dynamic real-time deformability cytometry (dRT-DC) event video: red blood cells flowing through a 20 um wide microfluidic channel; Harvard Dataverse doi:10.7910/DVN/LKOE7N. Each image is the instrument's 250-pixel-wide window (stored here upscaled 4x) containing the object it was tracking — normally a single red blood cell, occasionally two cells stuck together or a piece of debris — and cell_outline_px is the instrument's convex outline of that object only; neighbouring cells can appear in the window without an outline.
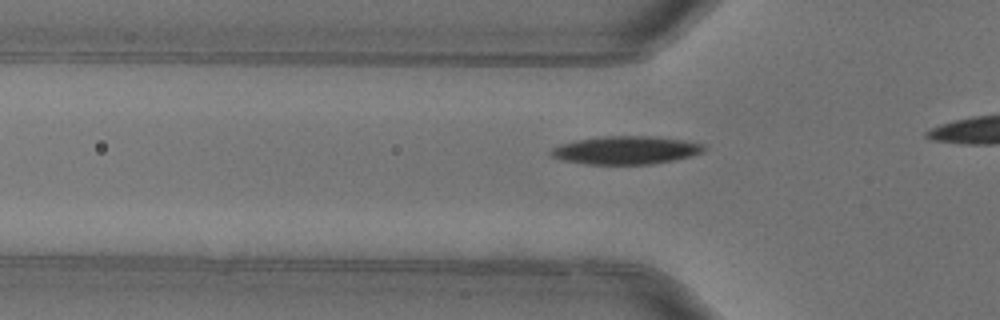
{"species": "common noctule bat (a hibernating species)", "species_latin": "Nyctalus noctula", "temperature_condition": "warm", "stored_images_in_passage": 3, "camera_frame_rate_fps": 3000, "um_per_image_px": 0.085, "animal": {"sex": "female"}, "frame": {"image": 1, "passage_image": 3, "time_ms": 0.667, "image_size_px": [1000, 320], "cell_outline_px": [[708, 148], [704, 152], [692, 156], [652, 164], [584, 164], [564, 160], [552, 156], [548, 152], [552, 148], [560, 144], [576, 140], [604, 136], [656, 136], [684, 140], [704, 144]], "centroid_in_image_um": [53.24, 12.76], "position_along_channel_um": 72.6, "area_um2": 25.2}}